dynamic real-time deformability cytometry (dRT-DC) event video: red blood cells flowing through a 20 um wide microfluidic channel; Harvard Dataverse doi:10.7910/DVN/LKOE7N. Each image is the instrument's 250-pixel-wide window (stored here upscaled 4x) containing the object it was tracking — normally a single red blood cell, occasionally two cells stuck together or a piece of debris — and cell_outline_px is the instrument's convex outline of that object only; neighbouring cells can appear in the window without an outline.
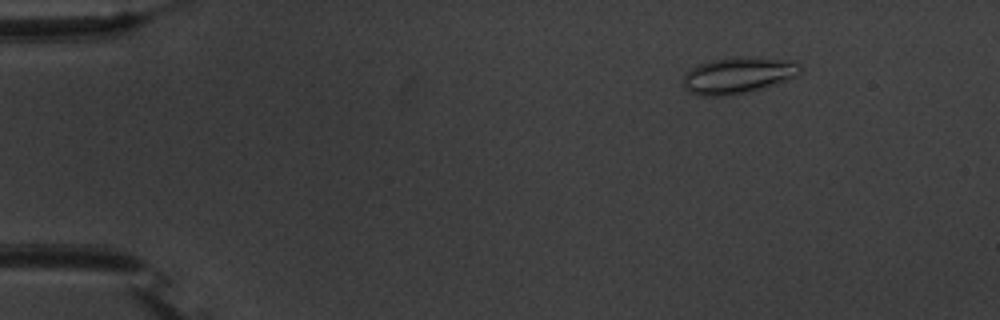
{"species": "common noctule bat (a hibernating species)", "species_latin": "Nyctalus noctula", "temperature_condition": "warm", "stored_images_in_passage": 55, "camera_frame_rate_fps": 3000, "um_per_image_px": 0.085, "animal": {"sex": "male", "body_mass_g": 20.1, "forearm_length_mm": 53.5}, "frame": {"image": 1, "passage_image": 8, "time_ms": 2.333, "image_size_px": [1000, 320], "cell_outline_px": [[804, 68], [796, 76], [764, 88], [724, 96], [704, 96], [688, 92], [684, 88], [684, 76], [688, 68], [712, 60], [732, 56], [796, 60]], "centroid_in_image_um": [62.75, 6.39], "position_along_channel_um": 22.3, "area_um2": 24.97}}
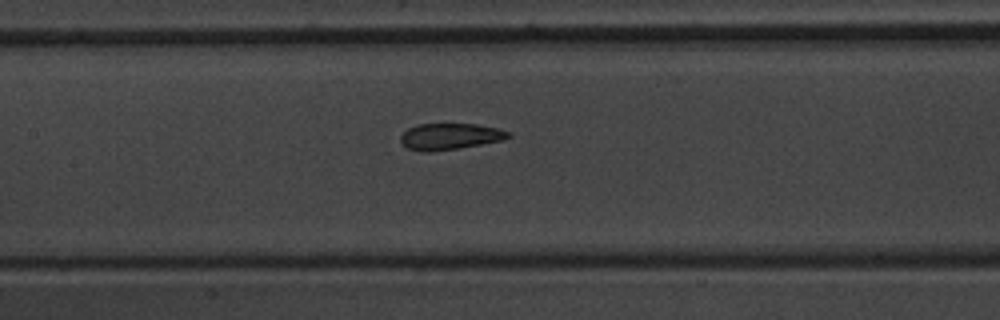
{"frame": {"image": 2, "passage_image": 27, "time_ms": 8.667, "image_size_px": [1000, 320], "cell_outline_px": [[512, 136], [504, 140], [460, 148], [432, 152], [424, 152], [408, 148], [400, 140], [400, 136], [408, 128], [416, 124], [476, 124], [500, 128], [512, 132]], "centroid_in_image_um": [38.3, 11.59], "position_along_channel_um": 169.1, "area_um2": 16.76}}
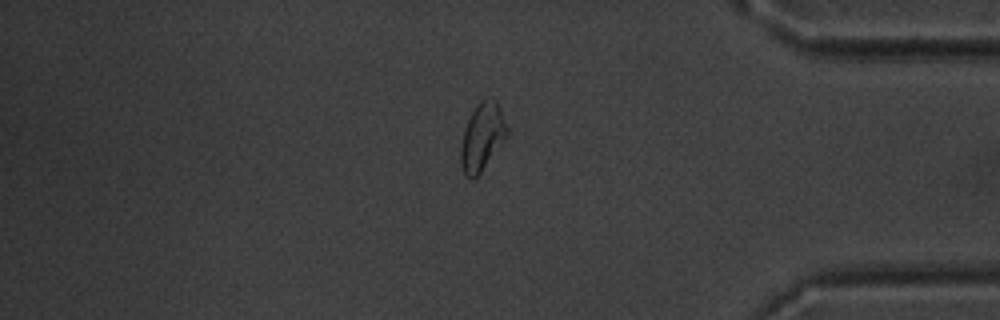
{"frame": {"image": 3, "passage_image": 47, "time_ms": 15.333, "image_size_px": [1000, 320], "cell_outline_px": [[508, 136], [480, 172], [472, 180], [464, 176], [460, 164], [460, 148], [464, 132], [468, 120], [472, 112], [480, 100], [496, 100], [500, 108], [508, 128]], "centroid_in_image_um": [40.98, 11.67], "position_along_channel_um": 394.2, "area_um2": 17.98}, "authors_computed_cell_mechanics": {"area_um2": 18.0336, "velocity_mm_per_s": 3.7217, "shape_relaxation_time_tau1_ms": null, "shape_relaxation_time_tau2_ms": 1.1781, "deformation_change_tau1": null, "deformation_change_tau2": 0.0704}}